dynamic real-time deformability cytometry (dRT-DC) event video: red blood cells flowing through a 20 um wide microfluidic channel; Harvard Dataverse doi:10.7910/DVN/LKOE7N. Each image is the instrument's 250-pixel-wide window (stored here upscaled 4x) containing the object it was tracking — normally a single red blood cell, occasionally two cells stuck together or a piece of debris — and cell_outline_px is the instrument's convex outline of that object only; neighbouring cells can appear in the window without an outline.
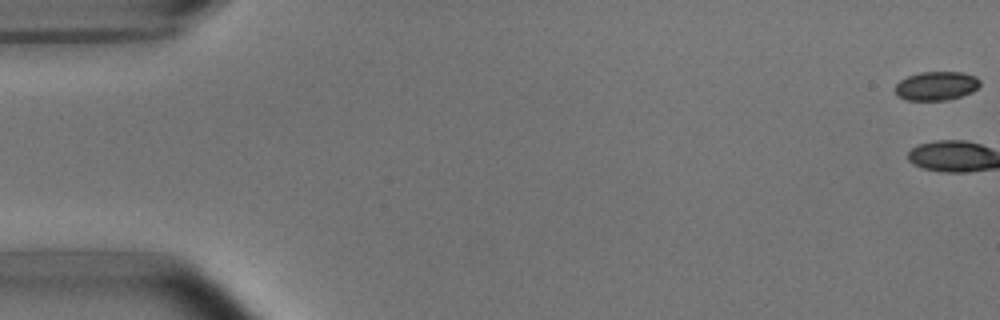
{"species": "common noctule bat (a hibernating species)", "species_latin": "Nyctalus noctula", "temperature_condition": "room temperature", "stored_images_in_passage": 7, "camera_frame_rate_fps": 3000, "um_per_image_px": 0.085, "animal": {"sex": "male", "body_mass_g": 15.6}, "frame": {"image": 1, "passage_image": 1, "time_ms": 0.0, "image_size_px": [1000, 320], "cell_outline_px": [[980, 84], [972, 92], [948, 100], [908, 100], [896, 96], [892, 88], [900, 80], [908, 76], [920, 72], [964, 72], [976, 76], [980, 80]], "centroid_in_image_um": [79.55, 7.3], "position_along_channel_um": 5.4, "area_um2": 14.45}}